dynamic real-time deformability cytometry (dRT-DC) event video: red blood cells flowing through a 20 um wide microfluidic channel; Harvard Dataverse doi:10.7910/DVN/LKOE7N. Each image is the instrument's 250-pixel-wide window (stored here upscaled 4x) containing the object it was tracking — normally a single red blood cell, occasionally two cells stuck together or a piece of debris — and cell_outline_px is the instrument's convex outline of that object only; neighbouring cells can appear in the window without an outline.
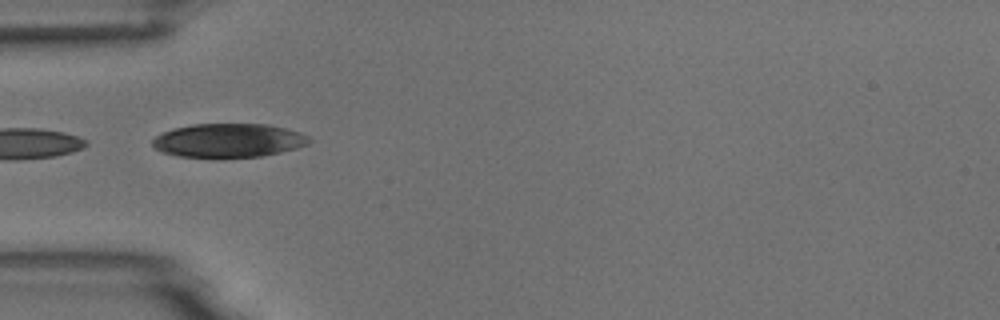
{"species": "common noctule bat (a hibernating species)", "species_latin": "Nyctalus noctula", "temperature_condition": "room temperature", "stored_images_in_passage": 7, "camera_frame_rate_fps": 3000, "um_per_image_px": 0.085, "animal": {"sex": "male", "body_mass_g": 18.8}, "frame": {"image": 1, "passage_image": 5, "time_ms": 4.333, "image_size_px": [1000, 320], "cell_outline_px": [[312, 140], [308, 144], [296, 148], [280, 152], [260, 156], [176, 156], [160, 152], [152, 144], [152, 140], [156, 136], [164, 132], [176, 128], [192, 124], [268, 124], [288, 128], [300, 132], [308, 136]], "centroid_in_image_um": [19.45, 11.92], "position_along_channel_um": 65.5, "area_um2": 30.52}}